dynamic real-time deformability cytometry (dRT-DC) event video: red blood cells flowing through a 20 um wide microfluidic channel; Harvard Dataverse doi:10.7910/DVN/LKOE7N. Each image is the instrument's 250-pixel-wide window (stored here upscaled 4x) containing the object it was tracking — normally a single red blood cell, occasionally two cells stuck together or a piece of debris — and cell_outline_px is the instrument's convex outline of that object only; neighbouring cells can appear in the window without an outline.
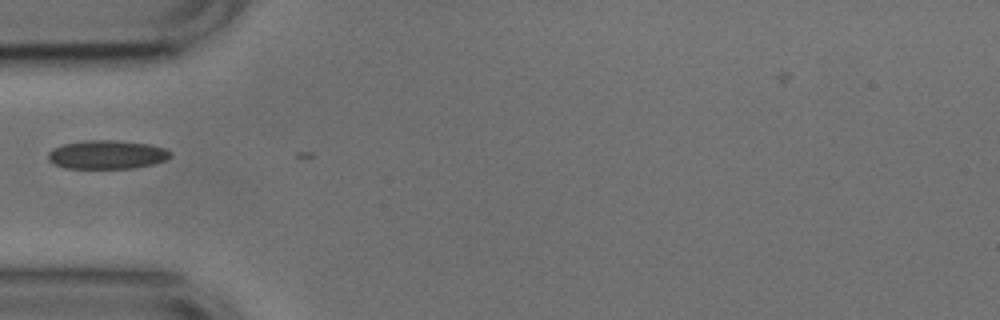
{"species": "common noctule bat (a hibernating species)", "species_latin": "Nyctalus noctula", "temperature_condition": "cold", "stored_images_in_passage": 3, "camera_frame_rate_fps": 3000, "um_per_image_px": 0.085, "animal": {"sex": "male", "body_mass_g": 17.9, "forearm_length_mm": 54.2}, "frame": {"image": 1, "passage_image": 1, "time_ms": 0.0, "image_size_px": [1000, 320], "cell_outline_px": [[172, 156], [164, 160], [152, 164], [132, 168], [64, 168], [52, 164], [48, 160], [48, 152], [52, 148], [64, 144], [84, 140], [116, 140], [148, 144], [164, 148], [172, 152]], "centroid_in_image_um": [9.05, 13.14], "position_along_channel_um": 75.9, "area_um2": 20.52}}